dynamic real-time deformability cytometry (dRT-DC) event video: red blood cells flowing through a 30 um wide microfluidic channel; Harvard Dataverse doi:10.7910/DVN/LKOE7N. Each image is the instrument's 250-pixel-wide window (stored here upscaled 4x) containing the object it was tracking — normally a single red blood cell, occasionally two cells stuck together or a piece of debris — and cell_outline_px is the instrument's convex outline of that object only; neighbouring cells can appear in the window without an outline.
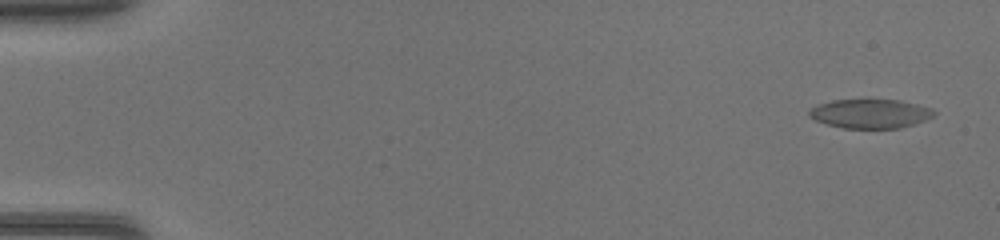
{"species": "common noctule bat (a hibernating species)", "species_latin": "Nyctalus noctula", "temperature_condition": "warm", "stored_images_in_passage": 47, "camera_frame_rate_fps": 3000, "um_per_image_px": 0.085, "animal": {"sex": "female", "body_mass_g": 17.0, "forearm_length_mm": 48.0}, "frame": {"image": 1, "passage_image": 2, "time_ms": 0.333, "image_size_px": [1000, 240], "cell_outline_px": [[936, 112], [932, 116], [916, 124], [900, 128], [844, 128], [828, 124], [816, 120], [808, 116], [808, 112], [816, 104], [832, 100], [864, 96], [900, 100], [932, 108]], "centroid_in_image_um": [73.95, 9.6], "position_along_channel_um": 11.0, "area_um2": 22.08}}
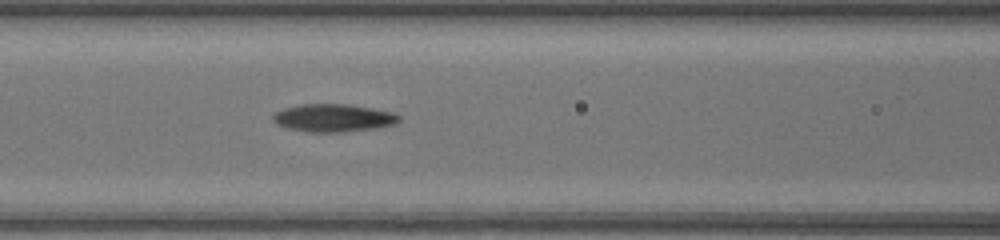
{"frame": {"image": 2, "passage_image": 21, "time_ms": 6.667, "image_size_px": [1000, 240], "cell_outline_px": [[400, 120], [396, 124], [376, 128], [344, 132], [308, 132], [288, 128], [276, 124], [272, 120], [272, 116], [276, 112], [284, 108], [300, 104], [348, 104], [396, 112], [400, 116]], "centroid_in_image_um": [28.36, 10.02], "position_along_channel_um": 138.2, "area_um2": 20.63}}
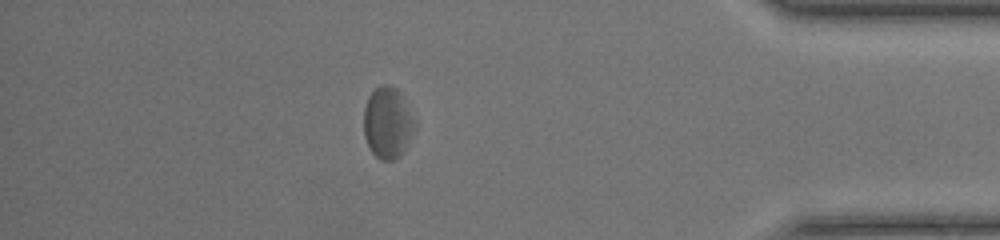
{"frame": {"image": 3, "passage_image": 41, "time_ms": 13.333, "image_size_px": [1000, 240], "cell_outline_px": [[416, 128], [400, 156], [392, 160], [380, 160], [372, 152], [364, 136], [364, 108], [368, 96], [380, 84], [388, 84], [396, 88], [400, 92], [416, 120]], "centroid_in_image_um": [32.96, 10.42], "position_along_channel_um": 402.2, "area_um2": 21.33}}